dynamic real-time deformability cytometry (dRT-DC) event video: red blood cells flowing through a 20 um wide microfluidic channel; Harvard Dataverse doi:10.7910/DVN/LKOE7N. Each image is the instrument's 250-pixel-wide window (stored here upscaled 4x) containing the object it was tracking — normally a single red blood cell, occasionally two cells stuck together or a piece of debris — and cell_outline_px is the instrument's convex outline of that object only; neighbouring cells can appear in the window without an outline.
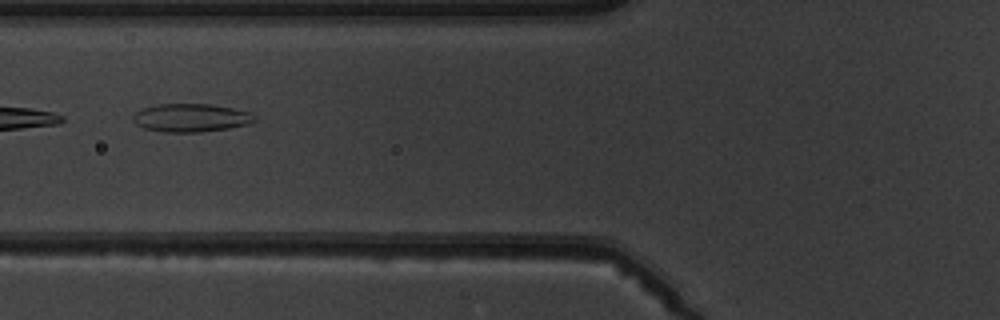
{"species": "common noctule bat (a hibernating species)", "species_latin": "Nyctalus noctula", "temperature_condition": "warm", "stored_images_in_passage": 9, "camera_frame_rate_fps": 3000, "um_per_image_px": 0.085, "animal": {"sex": "male", "body_mass_g": 19.5, "forearm_length_mm": 54.6}, "frame": {"image": 1, "passage_image": 6, "time_ms": 5.667, "image_size_px": [1000, 320], "cell_outline_px": [[256, 120], [248, 124], [228, 128], [200, 132], [164, 132], [144, 128], [136, 124], [132, 120], [132, 116], [136, 112], [144, 108], [156, 104], [212, 104], [252, 112]], "centroid_in_image_um": [16.23, 10.01], "position_along_channel_um": 109.6, "area_um2": 20.0}}
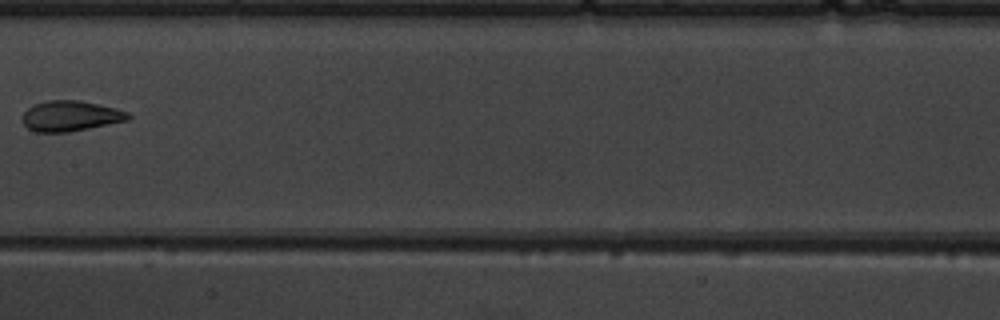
{"frame": {"image": 2, "passage_image": 8, "time_ms": 8.0, "image_size_px": [1000, 320], "cell_outline_px": [[132, 116], [128, 120], [68, 132], [36, 132], [28, 128], [24, 124], [24, 112], [28, 108], [36, 104], [48, 100], [80, 100], [116, 108], [128, 112]], "centroid_in_image_um": [6.02, 9.85], "position_along_channel_um": 201.4, "area_um2": 18.55}}
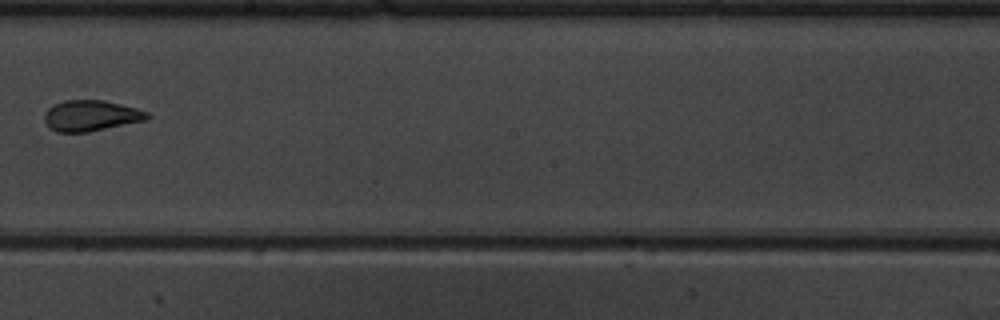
{"frame": {"image": 3, "passage_image": 9, "time_ms": 9.0, "image_size_px": [1000, 320], "cell_outline_px": [[152, 116], [148, 120], [88, 132], [56, 132], [48, 128], [44, 120], [44, 112], [48, 108], [64, 100], [104, 100], [136, 108], [148, 112]], "centroid_in_image_um": [7.74, 9.84], "position_along_channel_um": 240.5, "area_um2": 18.67}}